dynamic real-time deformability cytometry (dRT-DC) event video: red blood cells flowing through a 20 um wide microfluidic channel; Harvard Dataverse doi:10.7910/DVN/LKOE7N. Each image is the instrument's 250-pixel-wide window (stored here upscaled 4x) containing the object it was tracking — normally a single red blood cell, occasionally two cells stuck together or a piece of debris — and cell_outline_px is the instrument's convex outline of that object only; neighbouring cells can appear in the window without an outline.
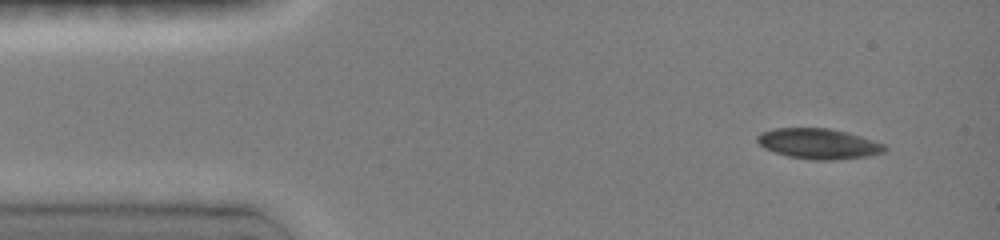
{"species": "common noctule bat (a hibernating species)", "species_latin": "Nyctalus noctula", "temperature_condition": "room temperature", "stored_images_in_passage": 44, "camera_frame_rate_fps": 3000, "um_per_image_px": 0.085, "animal": {"sex": "female", "body_mass_g": 19.0, "forearm_length_mm": 51.5}, "frame": {"image": 1, "passage_image": 1, "time_ms": 0.0, "image_size_px": [1000, 240], "cell_outline_px": [[888, 148], [884, 152], [868, 156], [836, 160], [812, 160], [788, 156], [764, 148], [756, 140], [756, 136], [760, 132], [772, 128], [828, 128], [848, 132], [884, 144]], "centroid_in_image_um": [69.57, 12.21], "position_along_channel_um": 15.4, "area_um2": 22.66}}
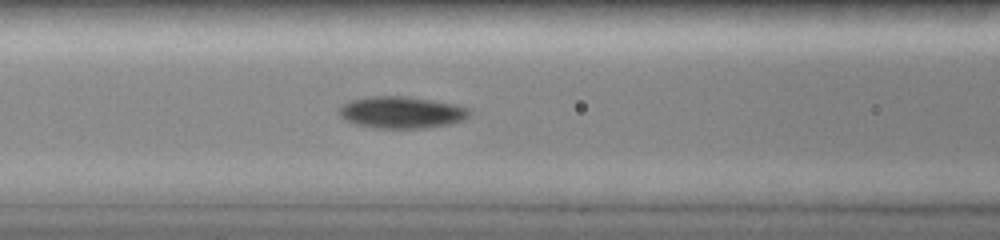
{"frame": {"image": 2, "passage_image": 16, "time_ms": 5.0, "image_size_px": [1000, 240], "cell_outline_px": [[472, 112], [464, 120], [448, 124], [428, 128], [372, 128], [356, 124], [344, 120], [340, 116], [340, 108], [344, 104], [352, 100], [376, 96], [404, 96], [452, 104], [468, 108]], "centroid_in_image_um": [34.13, 9.57], "position_along_channel_um": 132.5, "area_um2": 23.87}}
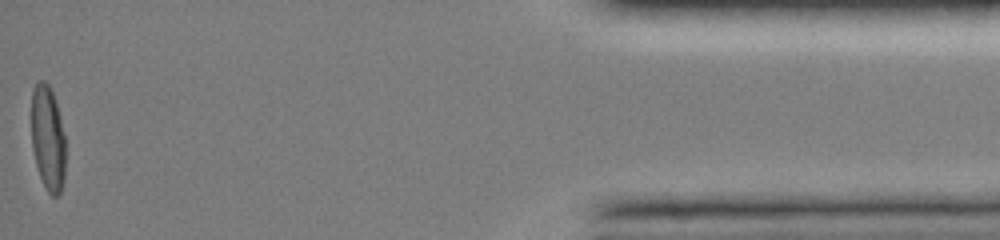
{"frame": {"image": 3, "passage_image": 44, "time_ms": 14.333, "image_size_px": [1000, 240], "cell_outline_px": [[64, 180], [60, 192], [56, 196], [52, 196], [48, 192], [40, 176], [36, 164], [32, 148], [32, 88], [36, 80], [44, 80], [48, 84], [52, 92], [56, 104], [64, 136]], "centroid_in_image_um": [4.04, 11.72], "position_along_channel_um": 431.2, "area_um2": 20.58}, "authors_computed_cell_mechanics": {"area_um2": 22.542, "velocity_mm_per_s": 4.0313, "shape_relaxation_time_tau1_ms": 7.9594, "shape_relaxation_time_tau2_ms": 3.3874, "deformation_change_tau1": 0.2251, "deformation_change_tau2": 0.0827}}